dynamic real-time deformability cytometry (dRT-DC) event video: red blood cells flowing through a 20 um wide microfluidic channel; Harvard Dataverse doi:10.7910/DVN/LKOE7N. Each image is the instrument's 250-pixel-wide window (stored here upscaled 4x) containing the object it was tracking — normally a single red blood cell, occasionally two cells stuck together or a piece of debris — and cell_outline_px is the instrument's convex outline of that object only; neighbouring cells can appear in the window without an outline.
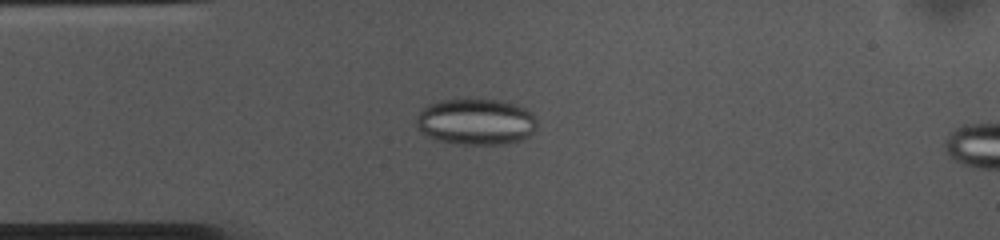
{"species": "common noctule bat (a hibernating species)", "species_latin": "Nyctalus noctula", "temperature_condition": "cold", "stored_images_in_passage": 54, "camera_frame_rate_fps": 3000, "um_per_image_px": 0.085, "animal": {"sex": "female", "body_mass_g": 10.0, "forearm_length_mm": 53.1}, "frame": {"image": 1, "passage_image": 12, "time_ms": 3.667, "image_size_px": [1000, 240], "cell_outline_px": [[536, 128], [528, 136], [520, 140], [504, 144], [460, 144], [440, 140], [428, 136], [420, 132], [416, 124], [416, 116], [428, 104], [440, 100], [500, 100], [516, 104], [532, 112], [536, 116]], "centroid_in_image_um": [40.46, 10.35], "position_along_channel_um": 44.5, "area_um2": 32.43}}
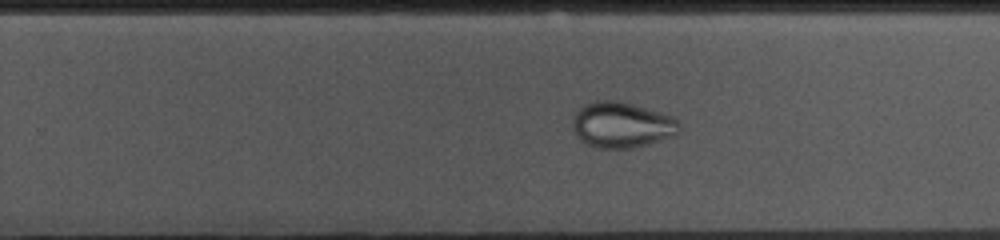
{"frame": {"image": 2, "passage_image": 32, "time_ms": 10.333, "image_size_px": [1000, 240], "cell_outline_px": [[680, 128], [676, 136], [648, 144], [632, 148], [596, 148], [584, 144], [580, 140], [572, 128], [572, 120], [576, 112], [584, 104], [596, 100], [616, 100], [632, 104], [660, 112], [672, 116], [680, 124]], "centroid_in_image_um": [52.84, 10.62], "position_along_channel_um": 277.0, "area_um2": 28.67}}
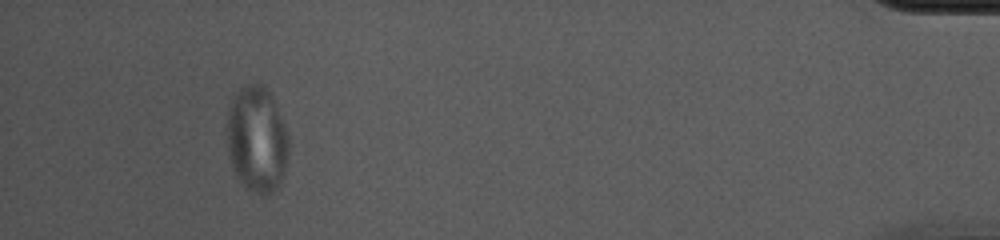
{"frame": {"image": 3, "passage_image": 49, "time_ms": 16.0, "image_size_px": [1000, 240], "cell_outline_px": [[288, 156], [284, 176], [280, 184], [268, 196], [264, 196], [252, 192], [240, 184], [232, 168], [228, 156], [228, 108], [236, 92], [240, 88], [256, 80], [268, 92], [284, 124], [288, 136]], "centroid_in_image_um": [21.83, 11.9], "position_along_channel_um": 413.4, "area_um2": 38.32}}